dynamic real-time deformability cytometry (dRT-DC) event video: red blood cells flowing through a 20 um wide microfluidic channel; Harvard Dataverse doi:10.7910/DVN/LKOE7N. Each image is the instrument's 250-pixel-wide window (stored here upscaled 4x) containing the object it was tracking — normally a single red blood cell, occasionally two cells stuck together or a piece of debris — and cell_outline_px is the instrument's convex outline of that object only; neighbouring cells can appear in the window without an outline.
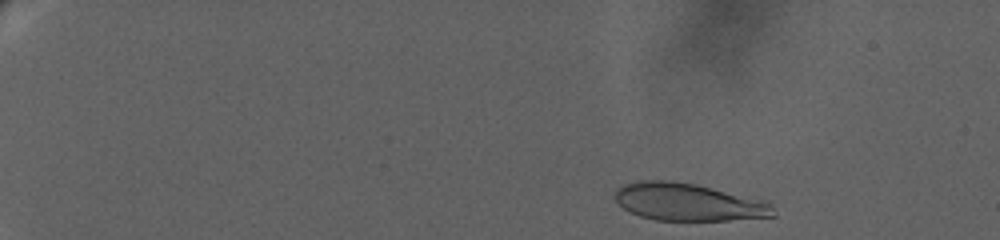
{"species": "human", "species_latin": "Homo sapiens", "temperature_condition": "warm", "stored_images_in_passage": 83, "camera_frame_rate_fps": 3000, "um_per_image_px": 0.085, "donor": {"sex": "female"}, "frame": {"image": 1, "passage_image": 4, "time_ms": 0.667, "image_size_px": [1000, 240], "cell_outline_px": [[776, 216], [728, 220], [656, 220], [640, 216], [624, 208], [616, 200], [616, 188], [624, 184], [636, 180], [672, 180], [696, 184], [768, 200], [776, 212]], "centroid_in_image_um": [58.55, 17.16], "position_along_channel_um": 26.4, "area_um2": 34.85}}
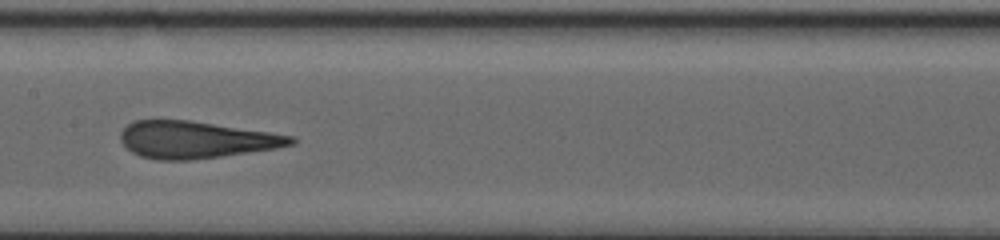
{"frame": {"image": 2, "passage_image": 42, "time_ms": 11.0, "image_size_px": [1000, 240], "cell_outline_px": [[296, 144], [276, 148], [192, 160], [160, 160], [140, 156], [132, 152], [120, 140], [120, 132], [132, 120], [188, 120], [296, 136]], "centroid_in_image_um": [16.65, 11.87], "position_along_channel_um": 190.7, "area_um2": 36.59}}
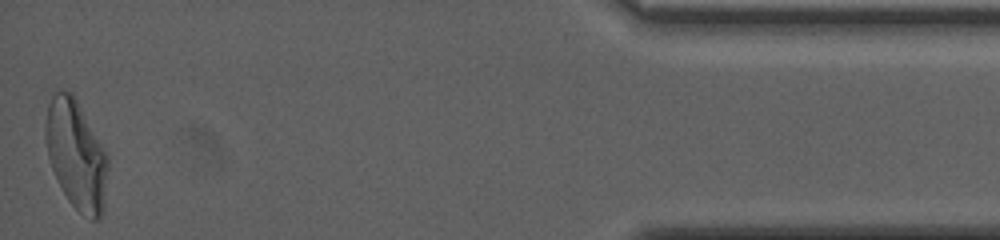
{"frame": {"image": 3, "passage_image": 83, "time_ms": 21.0, "image_size_px": [1000, 240], "cell_outline_px": [[108, 168], [104, 212], [100, 220], [92, 220], [80, 212], [68, 200], [52, 168], [48, 156], [44, 132], [44, 124], [48, 104], [52, 96], [56, 92], [72, 92], [108, 156]], "centroid_in_image_um": [6.49, 13.19], "position_along_channel_um": 428.7, "area_um2": 39.36}}